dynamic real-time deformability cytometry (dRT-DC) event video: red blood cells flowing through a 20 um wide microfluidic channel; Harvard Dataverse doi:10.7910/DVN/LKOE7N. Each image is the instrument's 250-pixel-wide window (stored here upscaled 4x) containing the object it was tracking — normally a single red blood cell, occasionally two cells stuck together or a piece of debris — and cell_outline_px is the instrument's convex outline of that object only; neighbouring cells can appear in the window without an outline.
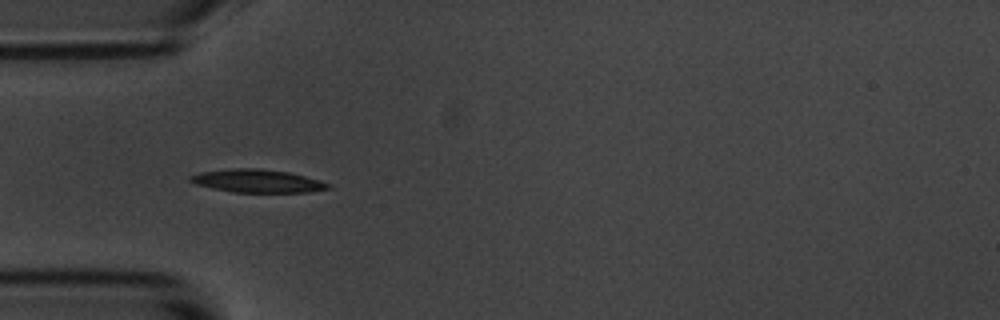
{"species": "common noctule bat (a hibernating species)", "species_latin": "Nyctalus noctula", "temperature_condition": "room temperature", "stored_images_in_passage": 3, "camera_frame_rate_fps": 3000, "um_per_image_px": 0.085, "animal": {"sex": "male", "body_mass_g": 20.1, "forearm_length_mm": 53.5}, "frame": {"image": 1, "passage_image": 2, "time_ms": 1.333, "image_size_px": [1000, 320], "cell_outline_px": [[332, 188], [308, 192], [232, 192], [212, 188], [196, 184], [188, 180], [188, 176], [200, 172], [232, 168], [260, 168], [288, 172], [320, 180], [332, 184]], "centroid_in_image_um": [21.88, 15.38], "position_along_channel_um": 63.1, "area_um2": 18.61}}